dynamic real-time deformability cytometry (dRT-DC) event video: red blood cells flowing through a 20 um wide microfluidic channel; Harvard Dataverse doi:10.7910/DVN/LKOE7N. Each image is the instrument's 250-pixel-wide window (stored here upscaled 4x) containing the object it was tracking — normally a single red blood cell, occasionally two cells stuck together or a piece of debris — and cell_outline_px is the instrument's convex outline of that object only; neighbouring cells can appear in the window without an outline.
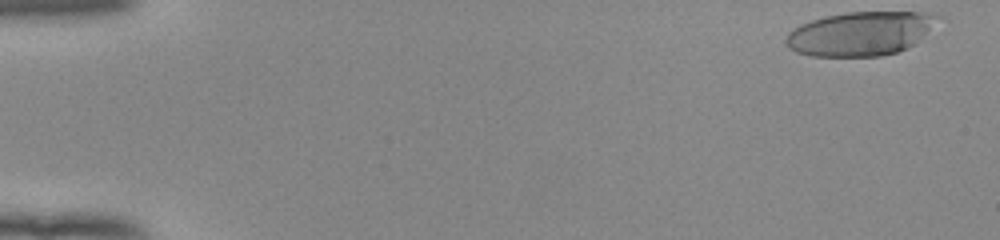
{"species": "human", "species_latin": "Homo sapiens", "temperature_condition": "room temperature", "stored_images_in_passage": 14, "camera_frame_rate_fps": 3000, "um_per_image_px": 0.085, "donor": {"sex": "female"}, "frame": {"image": 1, "passage_image": 1, "time_ms": 0.0, "image_size_px": [1000, 240], "cell_outline_px": [[940, 16], [908, 48], [896, 52], [880, 56], [812, 56], [796, 52], [788, 48], [784, 40], [788, 32], [792, 28], [800, 24], [824, 16], [848, 12], [928, 12]], "centroid_in_image_um": [73.02, 2.85], "position_along_channel_um": 12.0, "area_um2": 38.44}}